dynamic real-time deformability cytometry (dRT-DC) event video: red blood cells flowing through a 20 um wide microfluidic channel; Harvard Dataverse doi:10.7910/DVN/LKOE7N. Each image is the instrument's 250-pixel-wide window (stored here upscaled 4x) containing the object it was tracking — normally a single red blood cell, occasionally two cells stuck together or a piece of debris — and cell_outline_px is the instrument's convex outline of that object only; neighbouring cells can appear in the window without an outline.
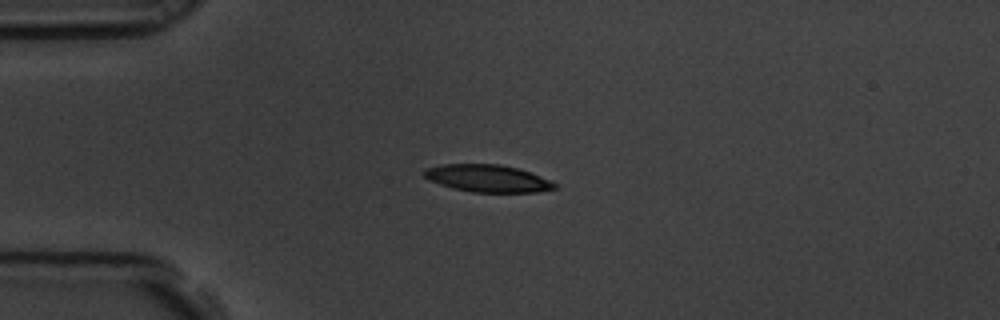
{"species": "common noctule bat (a hibernating species)", "species_latin": "Nyctalus noctula", "temperature_condition": "room temperature", "stored_images_in_passage": 4, "camera_frame_rate_fps": 3000, "um_per_image_px": 0.085, "animal": {"sex": "male", "body_mass_g": 19.5, "forearm_length_mm": 54.6}, "frame": {"image": 1, "passage_image": 4, "time_ms": 1.0, "image_size_px": [1000, 320], "cell_outline_px": [[556, 188], [536, 192], [472, 192], [452, 188], [440, 184], [424, 176], [424, 168], [440, 164], [500, 164], [516, 168], [552, 180], [556, 184]], "centroid_in_image_um": [41.44, 15.16], "position_along_channel_um": 43.6, "area_um2": 20.63}}